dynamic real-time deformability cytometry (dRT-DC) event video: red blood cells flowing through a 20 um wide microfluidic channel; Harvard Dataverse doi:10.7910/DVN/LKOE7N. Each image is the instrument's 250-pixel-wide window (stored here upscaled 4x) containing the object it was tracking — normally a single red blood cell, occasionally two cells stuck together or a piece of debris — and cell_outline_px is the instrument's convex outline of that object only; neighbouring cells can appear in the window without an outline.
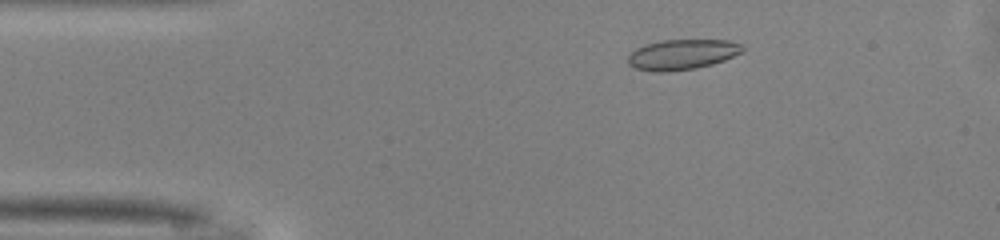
{"species": "common noctule bat (a hibernating species)", "species_latin": "Nyctalus noctula", "temperature_condition": "warm", "stored_images_in_passage": 14, "camera_frame_rate_fps": 3000, "um_per_image_px": 0.085, "animal": {"sex": "male", "body_mass_g": 13.0, "forearm_length_mm": 53.1}, "frame": {"image": 1, "passage_image": 7, "time_ms": 2.0, "image_size_px": [1000, 240], "cell_outline_px": [[744, 52], [724, 60], [712, 64], [696, 68], [668, 72], [652, 72], [636, 68], [628, 64], [628, 56], [636, 48], [644, 44], [660, 40], [728, 40], [740, 44], [744, 48]], "centroid_in_image_um": [57.97, 4.63], "position_along_channel_um": 27.0, "area_um2": 20.35}}